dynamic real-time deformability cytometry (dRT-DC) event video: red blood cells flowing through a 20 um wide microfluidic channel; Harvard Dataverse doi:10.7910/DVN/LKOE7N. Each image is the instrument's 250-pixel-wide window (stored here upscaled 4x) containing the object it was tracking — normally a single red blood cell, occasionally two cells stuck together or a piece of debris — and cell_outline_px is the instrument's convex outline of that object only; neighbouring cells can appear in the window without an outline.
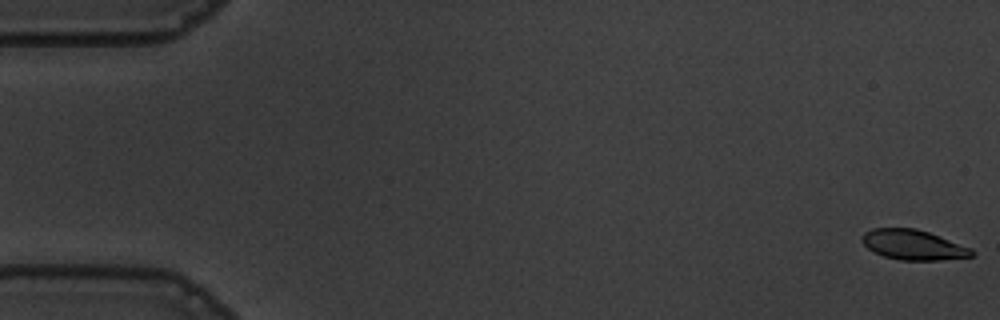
{"species": "common noctule bat (a hibernating species)", "species_latin": "Nyctalus noctula", "temperature_condition": "warm", "stored_images_in_passage": 53, "camera_frame_rate_fps": 3000, "um_per_image_px": 0.085, "animal": {"sex": "male", "body_mass_g": 19.5, "forearm_length_mm": 54.6}, "frame": {"image": 1, "passage_image": 1, "time_ms": 0.0, "image_size_px": [1000, 320], "cell_outline_px": [[976, 252], [972, 256], [940, 260], [900, 260], [884, 256], [868, 248], [860, 240], [860, 236], [864, 232], [872, 228], [916, 228], [928, 232], [972, 248]], "centroid_in_image_um": [77.61, 20.8], "position_along_channel_um": 7.4, "area_um2": 19.19}}
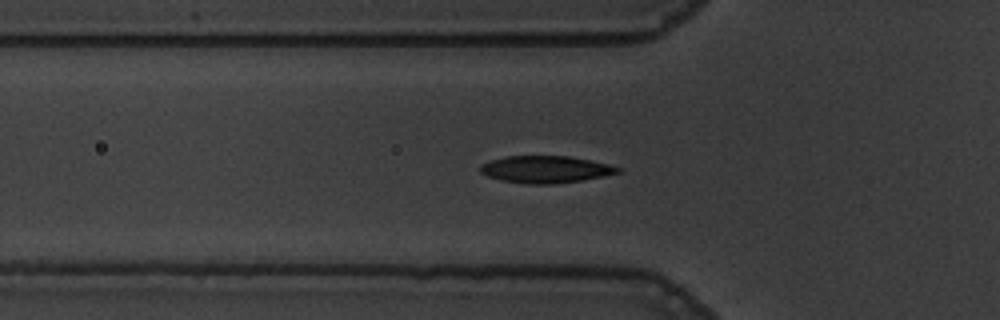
{"frame": {"image": 2, "passage_image": 19, "time_ms": 6.0, "image_size_px": [1000, 320], "cell_outline_px": [[620, 172], [604, 176], [556, 184], [528, 184], [500, 180], [488, 176], [480, 172], [480, 164], [492, 160], [508, 156], [568, 156], [608, 164], [620, 168]], "centroid_in_image_um": [46.35, 14.4], "position_along_channel_um": 79.5, "area_um2": 21.5}}
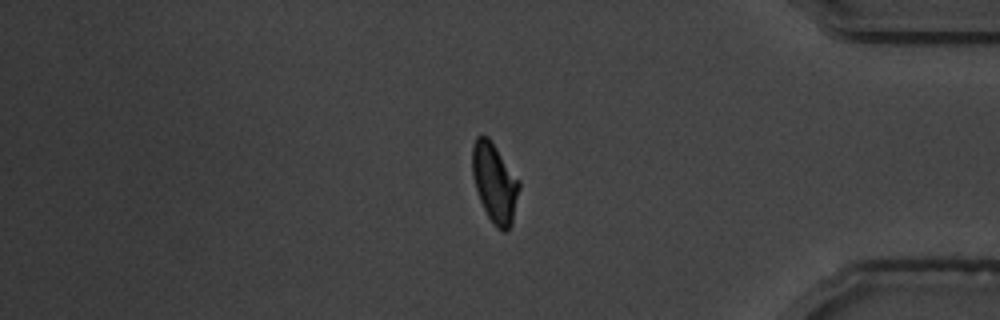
{"frame": {"image": 3, "passage_image": 47, "time_ms": 15.333, "image_size_px": [1000, 320], "cell_outline_px": [[520, 188], [512, 224], [504, 232], [496, 228], [488, 216], [480, 200], [472, 176], [472, 144], [476, 136], [488, 136], [520, 180]], "centroid_in_image_um": [42.05, 15.53], "position_along_channel_um": 393.2, "area_um2": 21.73}}